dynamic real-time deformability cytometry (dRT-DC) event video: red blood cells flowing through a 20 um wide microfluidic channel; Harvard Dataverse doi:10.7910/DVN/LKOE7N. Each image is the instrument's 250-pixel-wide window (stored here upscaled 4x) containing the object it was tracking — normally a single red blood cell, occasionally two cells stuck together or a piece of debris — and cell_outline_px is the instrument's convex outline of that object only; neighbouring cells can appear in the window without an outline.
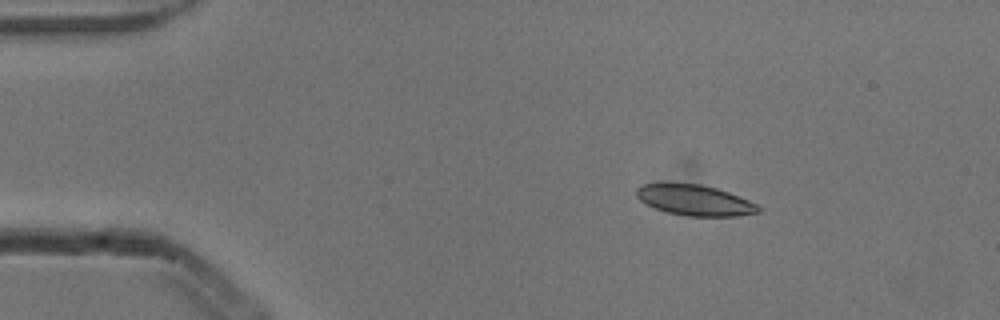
{"species": "common noctule bat (a hibernating species)", "species_latin": "Nyctalus noctula", "temperature_condition": "cold", "stored_images_in_passage": 5, "camera_frame_rate_fps": 3000, "um_per_image_px": 0.085, "animal": {"sex": "male", "body_mass_g": 13.3}, "frame": {"image": 1, "passage_image": 3, "time_ms": 0.667, "image_size_px": [1000, 320], "cell_outline_px": [[760, 212], [736, 216], [688, 216], [668, 212], [656, 208], [640, 200], [636, 196], [636, 188], [640, 184], [700, 184], [716, 188], [728, 192], [748, 200], [756, 204], [760, 208]], "centroid_in_image_um": [59.06, 17.02], "position_along_channel_um": 25.9, "area_um2": 21.39}}